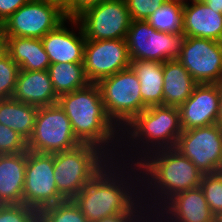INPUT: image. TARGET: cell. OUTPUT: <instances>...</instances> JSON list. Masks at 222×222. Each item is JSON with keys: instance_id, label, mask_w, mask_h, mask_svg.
<instances>
[{"instance_id": "obj_1", "label": "cell", "mask_w": 222, "mask_h": 222, "mask_svg": "<svg viewBox=\"0 0 222 222\" xmlns=\"http://www.w3.org/2000/svg\"><path fill=\"white\" fill-rule=\"evenodd\" d=\"M128 165L129 163L111 159L72 199L89 222L117 214L148 213L141 200L139 166Z\"/></svg>"}, {"instance_id": "obj_2", "label": "cell", "mask_w": 222, "mask_h": 222, "mask_svg": "<svg viewBox=\"0 0 222 222\" xmlns=\"http://www.w3.org/2000/svg\"><path fill=\"white\" fill-rule=\"evenodd\" d=\"M137 165L142 174L141 200L151 217L171 197L199 187L203 177L192 161L175 148L154 151Z\"/></svg>"}, {"instance_id": "obj_3", "label": "cell", "mask_w": 222, "mask_h": 222, "mask_svg": "<svg viewBox=\"0 0 222 222\" xmlns=\"http://www.w3.org/2000/svg\"><path fill=\"white\" fill-rule=\"evenodd\" d=\"M57 103L68 116L75 137L82 144L99 147L111 159L118 157L121 131L107 116L97 83L60 95Z\"/></svg>"}, {"instance_id": "obj_4", "label": "cell", "mask_w": 222, "mask_h": 222, "mask_svg": "<svg viewBox=\"0 0 222 222\" xmlns=\"http://www.w3.org/2000/svg\"><path fill=\"white\" fill-rule=\"evenodd\" d=\"M123 129L121 131V148L123 146L124 150L123 152L122 149L120 150L116 159L122 162L128 161L129 164H138L154 151L174 148L183 131L179 108L168 105L146 108ZM126 150L131 153H127ZM132 150L136 153L135 155Z\"/></svg>"}, {"instance_id": "obj_5", "label": "cell", "mask_w": 222, "mask_h": 222, "mask_svg": "<svg viewBox=\"0 0 222 222\" xmlns=\"http://www.w3.org/2000/svg\"><path fill=\"white\" fill-rule=\"evenodd\" d=\"M110 160L103 150L91 144L54 153L53 173L59 194L72 200Z\"/></svg>"}, {"instance_id": "obj_6", "label": "cell", "mask_w": 222, "mask_h": 222, "mask_svg": "<svg viewBox=\"0 0 222 222\" xmlns=\"http://www.w3.org/2000/svg\"><path fill=\"white\" fill-rule=\"evenodd\" d=\"M107 116L122 131L146 109L140 93V81L131 67L98 83Z\"/></svg>"}, {"instance_id": "obj_7", "label": "cell", "mask_w": 222, "mask_h": 222, "mask_svg": "<svg viewBox=\"0 0 222 222\" xmlns=\"http://www.w3.org/2000/svg\"><path fill=\"white\" fill-rule=\"evenodd\" d=\"M186 35L154 29L147 21L132 20L126 35L131 61L147 60L164 63L177 59Z\"/></svg>"}, {"instance_id": "obj_8", "label": "cell", "mask_w": 222, "mask_h": 222, "mask_svg": "<svg viewBox=\"0 0 222 222\" xmlns=\"http://www.w3.org/2000/svg\"><path fill=\"white\" fill-rule=\"evenodd\" d=\"M80 144L68 116L58 103L38 107L34 131L27 140L28 151L53 154L69 151Z\"/></svg>"}, {"instance_id": "obj_9", "label": "cell", "mask_w": 222, "mask_h": 222, "mask_svg": "<svg viewBox=\"0 0 222 222\" xmlns=\"http://www.w3.org/2000/svg\"><path fill=\"white\" fill-rule=\"evenodd\" d=\"M64 6L53 0H29L3 24L7 37L41 39L66 20Z\"/></svg>"}, {"instance_id": "obj_10", "label": "cell", "mask_w": 222, "mask_h": 222, "mask_svg": "<svg viewBox=\"0 0 222 222\" xmlns=\"http://www.w3.org/2000/svg\"><path fill=\"white\" fill-rule=\"evenodd\" d=\"M174 148L203 175L218 173L222 166V127L212 124L183 130Z\"/></svg>"}, {"instance_id": "obj_11", "label": "cell", "mask_w": 222, "mask_h": 222, "mask_svg": "<svg viewBox=\"0 0 222 222\" xmlns=\"http://www.w3.org/2000/svg\"><path fill=\"white\" fill-rule=\"evenodd\" d=\"M77 20L86 40L125 39L132 21L125 0H106Z\"/></svg>"}, {"instance_id": "obj_12", "label": "cell", "mask_w": 222, "mask_h": 222, "mask_svg": "<svg viewBox=\"0 0 222 222\" xmlns=\"http://www.w3.org/2000/svg\"><path fill=\"white\" fill-rule=\"evenodd\" d=\"M177 60L198 84L222 82V42L186 36Z\"/></svg>"}, {"instance_id": "obj_13", "label": "cell", "mask_w": 222, "mask_h": 222, "mask_svg": "<svg viewBox=\"0 0 222 222\" xmlns=\"http://www.w3.org/2000/svg\"><path fill=\"white\" fill-rule=\"evenodd\" d=\"M131 58L125 39L86 40L83 66L90 83L130 67Z\"/></svg>"}, {"instance_id": "obj_14", "label": "cell", "mask_w": 222, "mask_h": 222, "mask_svg": "<svg viewBox=\"0 0 222 222\" xmlns=\"http://www.w3.org/2000/svg\"><path fill=\"white\" fill-rule=\"evenodd\" d=\"M54 153L26 151L23 199L57 204L65 201L54 179Z\"/></svg>"}, {"instance_id": "obj_15", "label": "cell", "mask_w": 222, "mask_h": 222, "mask_svg": "<svg viewBox=\"0 0 222 222\" xmlns=\"http://www.w3.org/2000/svg\"><path fill=\"white\" fill-rule=\"evenodd\" d=\"M154 215L153 222H214L215 218L200 186L171 197Z\"/></svg>"}, {"instance_id": "obj_16", "label": "cell", "mask_w": 222, "mask_h": 222, "mask_svg": "<svg viewBox=\"0 0 222 222\" xmlns=\"http://www.w3.org/2000/svg\"><path fill=\"white\" fill-rule=\"evenodd\" d=\"M219 84H198L191 96L179 107L183 130L217 124Z\"/></svg>"}, {"instance_id": "obj_17", "label": "cell", "mask_w": 222, "mask_h": 222, "mask_svg": "<svg viewBox=\"0 0 222 222\" xmlns=\"http://www.w3.org/2000/svg\"><path fill=\"white\" fill-rule=\"evenodd\" d=\"M65 22H71L72 27L78 28V34L73 29L70 31V28H66ZM41 40L51 64L83 63L86 39L77 19H66L56 29L49 31Z\"/></svg>"}, {"instance_id": "obj_18", "label": "cell", "mask_w": 222, "mask_h": 222, "mask_svg": "<svg viewBox=\"0 0 222 222\" xmlns=\"http://www.w3.org/2000/svg\"><path fill=\"white\" fill-rule=\"evenodd\" d=\"M183 32L187 37L207 38L222 42V13L202 0L184 4Z\"/></svg>"}, {"instance_id": "obj_19", "label": "cell", "mask_w": 222, "mask_h": 222, "mask_svg": "<svg viewBox=\"0 0 222 222\" xmlns=\"http://www.w3.org/2000/svg\"><path fill=\"white\" fill-rule=\"evenodd\" d=\"M12 98L37 107L54 105L58 102L48 70H20Z\"/></svg>"}, {"instance_id": "obj_20", "label": "cell", "mask_w": 222, "mask_h": 222, "mask_svg": "<svg viewBox=\"0 0 222 222\" xmlns=\"http://www.w3.org/2000/svg\"><path fill=\"white\" fill-rule=\"evenodd\" d=\"M26 152L0 154V205L20 204L23 199Z\"/></svg>"}, {"instance_id": "obj_21", "label": "cell", "mask_w": 222, "mask_h": 222, "mask_svg": "<svg viewBox=\"0 0 222 222\" xmlns=\"http://www.w3.org/2000/svg\"><path fill=\"white\" fill-rule=\"evenodd\" d=\"M163 105L180 107L192 94L198 83L177 60L163 63Z\"/></svg>"}, {"instance_id": "obj_22", "label": "cell", "mask_w": 222, "mask_h": 222, "mask_svg": "<svg viewBox=\"0 0 222 222\" xmlns=\"http://www.w3.org/2000/svg\"><path fill=\"white\" fill-rule=\"evenodd\" d=\"M7 53L25 71L48 70L51 62L38 38L7 37Z\"/></svg>"}, {"instance_id": "obj_23", "label": "cell", "mask_w": 222, "mask_h": 222, "mask_svg": "<svg viewBox=\"0 0 222 222\" xmlns=\"http://www.w3.org/2000/svg\"><path fill=\"white\" fill-rule=\"evenodd\" d=\"M130 67L140 81V93L146 108L163 105V63L134 60Z\"/></svg>"}, {"instance_id": "obj_24", "label": "cell", "mask_w": 222, "mask_h": 222, "mask_svg": "<svg viewBox=\"0 0 222 222\" xmlns=\"http://www.w3.org/2000/svg\"><path fill=\"white\" fill-rule=\"evenodd\" d=\"M38 107L13 98L0 100V123L28 140L34 131Z\"/></svg>"}, {"instance_id": "obj_25", "label": "cell", "mask_w": 222, "mask_h": 222, "mask_svg": "<svg viewBox=\"0 0 222 222\" xmlns=\"http://www.w3.org/2000/svg\"><path fill=\"white\" fill-rule=\"evenodd\" d=\"M48 72L58 97L84 88L90 83L85 76L83 63L50 64Z\"/></svg>"}, {"instance_id": "obj_26", "label": "cell", "mask_w": 222, "mask_h": 222, "mask_svg": "<svg viewBox=\"0 0 222 222\" xmlns=\"http://www.w3.org/2000/svg\"><path fill=\"white\" fill-rule=\"evenodd\" d=\"M183 8L178 2L166 1L152 15L147 22L156 30L167 33L183 31Z\"/></svg>"}, {"instance_id": "obj_27", "label": "cell", "mask_w": 222, "mask_h": 222, "mask_svg": "<svg viewBox=\"0 0 222 222\" xmlns=\"http://www.w3.org/2000/svg\"><path fill=\"white\" fill-rule=\"evenodd\" d=\"M207 204L211 212L216 215L222 211V174H204L200 182Z\"/></svg>"}, {"instance_id": "obj_28", "label": "cell", "mask_w": 222, "mask_h": 222, "mask_svg": "<svg viewBox=\"0 0 222 222\" xmlns=\"http://www.w3.org/2000/svg\"><path fill=\"white\" fill-rule=\"evenodd\" d=\"M20 67L6 52L0 56V100L12 98Z\"/></svg>"}, {"instance_id": "obj_29", "label": "cell", "mask_w": 222, "mask_h": 222, "mask_svg": "<svg viewBox=\"0 0 222 222\" xmlns=\"http://www.w3.org/2000/svg\"><path fill=\"white\" fill-rule=\"evenodd\" d=\"M27 140L18 132L0 123V154L26 152Z\"/></svg>"}, {"instance_id": "obj_30", "label": "cell", "mask_w": 222, "mask_h": 222, "mask_svg": "<svg viewBox=\"0 0 222 222\" xmlns=\"http://www.w3.org/2000/svg\"><path fill=\"white\" fill-rule=\"evenodd\" d=\"M50 222H89L72 200L54 205Z\"/></svg>"}, {"instance_id": "obj_31", "label": "cell", "mask_w": 222, "mask_h": 222, "mask_svg": "<svg viewBox=\"0 0 222 222\" xmlns=\"http://www.w3.org/2000/svg\"><path fill=\"white\" fill-rule=\"evenodd\" d=\"M27 222H50L54 204L48 202L27 201L20 202Z\"/></svg>"}, {"instance_id": "obj_32", "label": "cell", "mask_w": 222, "mask_h": 222, "mask_svg": "<svg viewBox=\"0 0 222 222\" xmlns=\"http://www.w3.org/2000/svg\"><path fill=\"white\" fill-rule=\"evenodd\" d=\"M167 0H125L132 20L146 21Z\"/></svg>"}, {"instance_id": "obj_33", "label": "cell", "mask_w": 222, "mask_h": 222, "mask_svg": "<svg viewBox=\"0 0 222 222\" xmlns=\"http://www.w3.org/2000/svg\"><path fill=\"white\" fill-rule=\"evenodd\" d=\"M106 0H69L64 5V12L67 19H77L85 11L93 8Z\"/></svg>"}, {"instance_id": "obj_34", "label": "cell", "mask_w": 222, "mask_h": 222, "mask_svg": "<svg viewBox=\"0 0 222 222\" xmlns=\"http://www.w3.org/2000/svg\"><path fill=\"white\" fill-rule=\"evenodd\" d=\"M0 222H27L20 204L0 205Z\"/></svg>"}, {"instance_id": "obj_35", "label": "cell", "mask_w": 222, "mask_h": 222, "mask_svg": "<svg viewBox=\"0 0 222 222\" xmlns=\"http://www.w3.org/2000/svg\"><path fill=\"white\" fill-rule=\"evenodd\" d=\"M29 0H0V23H4L13 13Z\"/></svg>"}, {"instance_id": "obj_36", "label": "cell", "mask_w": 222, "mask_h": 222, "mask_svg": "<svg viewBox=\"0 0 222 222\" xmlns=\"http://www.w3.org/2000/svg\"><path fill=\"white\" fill-rule=\"evenodd\" d=\"M150 214H117L102 218L97 222H150Z\"/></svg>"}, {"instance_id": "obj_37", "label": "cell", "mask_w": 222, "mask_h": 222, "mask_svg": "<svg viewBox=\"0 0 222 222\" xmlns=\"http://www.w3.org/2000/svg\"><path fill=\"white\" fill-rule=\"evenodd\" d=\"M7 52V34L3 23H0V56Z\"/></svg>"}, {"instance_id": "obj_38", "label": "cell", "mask_w": 222, "mask_h": 222, "mask_svg": "<svg viewBox=\"0 0 222 222\" xmlns=\"http://www.w3.org/2000/svg\"><path fill=\"white\" fill-rule=\"evenodd\" d=\"M208 7L222 13V0H202Z\"/></svg>"}, {"instance_id": "obj_39", "label": "cell", "mask_w": 222, "mask_h": 222, "mask_svg": "<svg viewBox=\"0 0 222 222\" xmlns=\"http://www.w3.org/2000/svg\"><path fill=\"white\" fill-rule=\"evenodd\" d=\"M219 91H220V103H219V116L217 124L222 127V82L219 83Z\"/></svg>"}, {"instance_id": "obj_40", "label": "cell", "mask_w": 222, "mask_h": 222, "mask_svg": "<svg viewBox=\"0 0 222 222\" xmlns=\"http://www.w3.org/2000/svg\"><path fill=\"white\" fill-rule=\"evenodd\" d=\"M214 222H222V211L215 215Z\"/></svg>"}, {"instance_id": "obj_41", "label": "cell", "mask_w": 222, "mask_h": 222, "mask_svg": "<svg viewBox=\"0 0 222 222\" xmlns=\"http://www.w3.org/2000/svg\"><path fill=\"white\" fill-rule=\"evenodd\" d=\"M167 1L178 2V3H181L183 5L189 3L187 0H167ZM191 1H193V0H190V2Z\"/></svg>"}, {"instance_id": "obj_42", "label": "cell", "mask_w": 222, "mask_h": 222, "mask_svg": "<svg viewBox=\"0 0 222 222\" xmlns=\"http://www.w3.org/2000/svg\"><path fill=\"white\" fill-rule=\"evenodd\" d=\"M53 1L59 2L64 6L69 0H53Z\"/></svg>"}]
</instances>
